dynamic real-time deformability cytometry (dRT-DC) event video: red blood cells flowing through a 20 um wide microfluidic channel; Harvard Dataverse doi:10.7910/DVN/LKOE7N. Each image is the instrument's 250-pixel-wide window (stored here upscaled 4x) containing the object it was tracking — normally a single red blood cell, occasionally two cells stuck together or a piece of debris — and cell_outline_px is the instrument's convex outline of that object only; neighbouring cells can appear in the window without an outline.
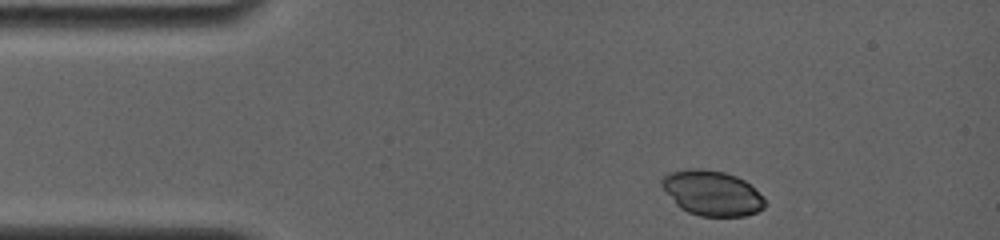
{"species": "common noctule bat (a hibernating species)", "species_latin": "Nyctalus noctula", "temperature_condition": "room temperature", "stored_images_in_passage": 6, "segment_of_instrument_passage": [2, 2], "camera_frame_rate_fps": 4000, "um_per_image_px": 0.085, "animal": {"sex": "female", "body_mass_g": 19.0, "forearm_length_mm": 56.7}, "frame": {"image": 1, "passage_image": 6, "time_ms": 5.5, "image_size_px": [1000, 240], "cell_outline_px": [[764, 208], [756, 212], [744, 216], [700, 216], [688, 212], [680, 208], [676, 204], [660, 184], [660, 180], [668, 172], [688, 168], [700, 168], [724, 172], [736, 176], [744, 180], [764, 196]], "centroid_in_image_um": [60.5, 16.4], "position_along_channel_um": 24.5, "area_um2": 27.11}}